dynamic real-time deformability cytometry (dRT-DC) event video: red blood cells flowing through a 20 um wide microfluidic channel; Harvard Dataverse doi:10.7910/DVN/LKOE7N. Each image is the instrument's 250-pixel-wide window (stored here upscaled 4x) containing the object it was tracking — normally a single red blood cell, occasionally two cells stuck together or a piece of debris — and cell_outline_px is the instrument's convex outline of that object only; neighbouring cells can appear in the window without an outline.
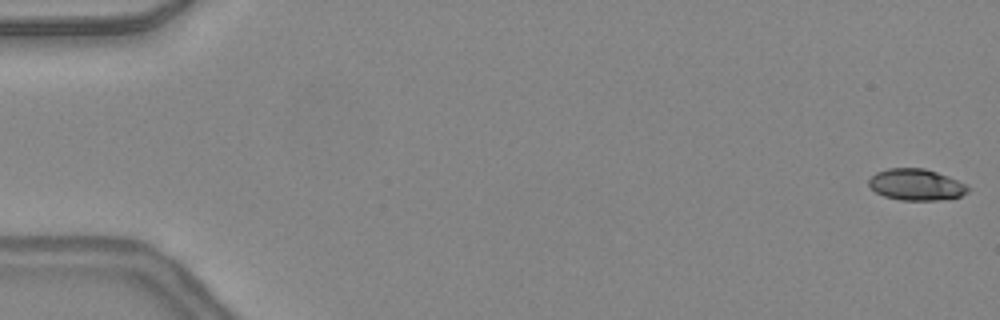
{"species": "common noctule bat (a hibernating species)", "species_latin": "Nyctalus noctula", "temperature_condition": "warm", "stored_images_in_passage": 48, "camera_frame_rate_fps": 3000, "um_per_image_px": 0.085, "animal": {"sex": "female", "body_mass_g": 24.6, "forearm_length_mm": 56.2}, "frame": {"image": 1, "passage_image": 1, "time_ms": 0.0, "image_size_px": [1000, 320], "cell_outline_px": [[968, 192], [960, 196], [940, 200], [900, 200], [884, 196], [876, 192], [868, 184], [868, 180], [876, 172], [888, 168], [924, 168], [948, 176], [968, 184]], "centroid_in_image_um": [77.88, 15.69], "position_along_channel_um": 7.1, "area_um2": 18.15}}
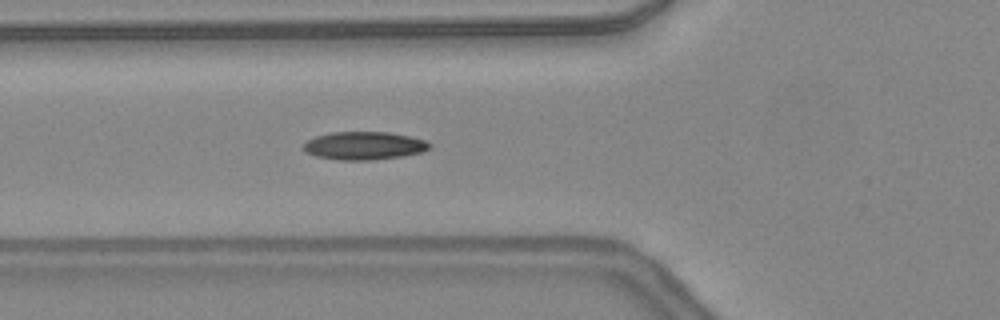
{"frame": {"image": 2, "passage_image": 18, "time_ms": 5.667, "image_size_px": [1000, 320], "cell_outline_px": [[432, 148], [420, 152], [400, 156], [372, 160], [340, 160], [316, 156], [308, 152], [304, 148], [304, 144], [308, 140], [316, 136], [332, 132], [388, 132], [408, 136], [424, 140], [432, 144]], "centroid_in_image_um": [30.97, 12.38], "position_along_channel_um": 94.8, "area_um2": 20.35}}
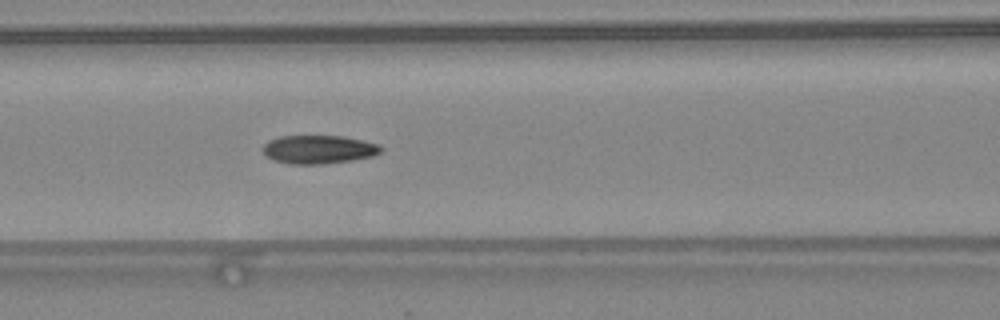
{"frame": {"image": 3, "passage_image": 21, "time_ms": 6.667, "image_size_px": [1000, 320], "cell_outline_px": [[384, 148], [380, 152], [372, 156], [352, 160], [324, 164], [288, 164], [272, 160], [264, 156], [260, 148], [268, 140], [280, 136], [344, 136], [380, 144]], "centroid_in_image_um": [27.03, 12.7], "position_along_channel_um": 139.6, "area_um2": 19.94}, "authors_computed_cell_mechanics": {"area_um2": 19.5364, "velocity_mm_per_s": 4.4059, "shape_relaxation_time_tau1_ms": 4.7294, "shape_relaxation_time_tau2_ms": 1.869, "deformation_change_tau1": 0.1955, "deformation_change_tau2": 0.0799}}